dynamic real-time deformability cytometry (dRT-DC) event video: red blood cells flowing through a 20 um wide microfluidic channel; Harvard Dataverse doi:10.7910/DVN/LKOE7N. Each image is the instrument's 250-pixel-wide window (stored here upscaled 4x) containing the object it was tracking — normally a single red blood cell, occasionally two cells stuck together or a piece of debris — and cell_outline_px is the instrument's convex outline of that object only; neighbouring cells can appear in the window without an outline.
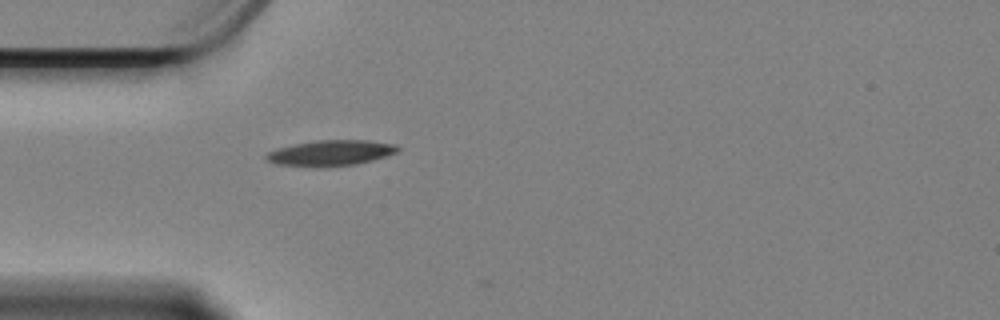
{"species": "Egyptian fruit bat (a non-hibernating species)", "species_latin": "Rousettus aegyptiacus", "temperature_condition": "cold", "stored_images_in_passage": 35, "camera_frame_rate_fps": 3000, "um_per_image_px": 0.085, "animal": {"sex": "female"}, "frame": {"image": 1, "passage_image": 1, "time_ms": 0.0, "image_size_px": [1000, 320], "cell_outline_px": [[400, 148], [396, 152], [372, 160], [356, 164], [320, 168], [316, 168], [276, 164], [268, 160], [264, 156], [268, 152], [276, 148], [292, 144], [316, 140], [368, 140], [396, 144]], "centroid_in_image_um": [28.06, 13.01], "position_along_channel_um": 56.9, "area_um2": 19.88}}
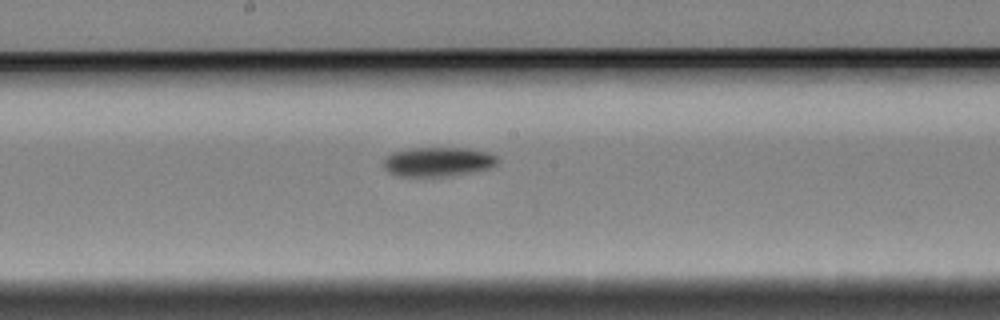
{"frame": {"image": 2, "passage_image": 15, "time_ms": 4.667, "image_size_px": [1000, 320], "cell_outline_px": [[500, 160], [492, 168], [472, 172], [448, 176], [400, 176], [388, 172], [384, 168], [384, 156], [392, 152], [412, 148], [468, 148], [488, 152], [496, 156]], "centroid_in_image_um": [37.24, 13.74], "position_along_channel_um": 211.0, "area_um2": 19.65}}
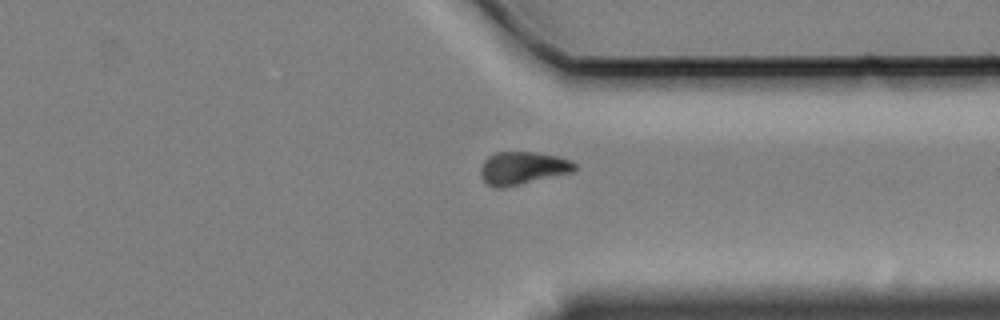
{"frame": {"image": 3, "passage_image": 29, "time_ms": 9.333, "image_size_px": [1000, 320], "cell_outline_px": [[576, 168], [572, 172], [504, 188], [496, 188], [488, 184], [484, 180], [480, 172], [480, 168], [484, 160], [488, 156], [496, 152], [536, 152], [560, 156], [572, 160], [576, 164]], "centroid_in_image_um": [44.44, 14.28], "position_along_channel_um": 367.0, "area_um2": 18.09}, "authors_computed_cell_mechanics": {"area_um2": 18.9006, "velocity_mm_per_s": 3.3604, "shape_relaxation_time_tau1_ms": 3.9479, "shape_relaxation_time_tau2_ms": null, "deformation_change_tau1": 0.1211, "deformation_change_tau2": null}}